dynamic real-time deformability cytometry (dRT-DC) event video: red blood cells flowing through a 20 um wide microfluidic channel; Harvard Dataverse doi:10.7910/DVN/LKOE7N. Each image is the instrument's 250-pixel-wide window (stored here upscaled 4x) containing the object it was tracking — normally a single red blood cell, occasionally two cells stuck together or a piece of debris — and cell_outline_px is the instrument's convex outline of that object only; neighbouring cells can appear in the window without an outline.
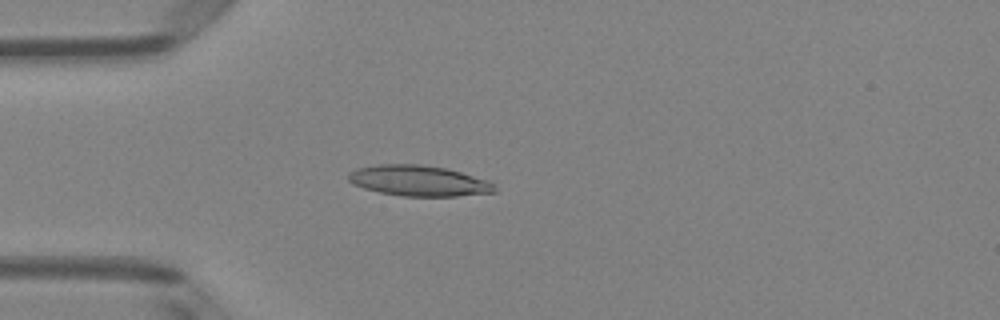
{"species": "Egyptian fruit bat (a non-hibernating species)", "species_latin": "Rousettus aegyptiacus", "temperature_condition": "room temperature", "stored_images_in_passage": 42, "camera_frame_rate_fps": 3000, "um_per_image_px": 0.085, "animal": {"sex": "female"}, "frame": {"image": 1, "passage_image": 6, "time_ms": 1.667, "image_size_px": [1000, 320], "cell_outline_px": [[496, 192], [456, 196], [400, 196], [380, 192], [364, 188], [352, 184], [348, 180], [348, 172], [356, 168], [376, 164], [420, 164], [444, 168], [460, 172], [488, 180], [496, 188]], "centroid_in_image_um": [35.54, 15.36], "position_along_channel_um": 49.5, "area_um2": 26.13}}
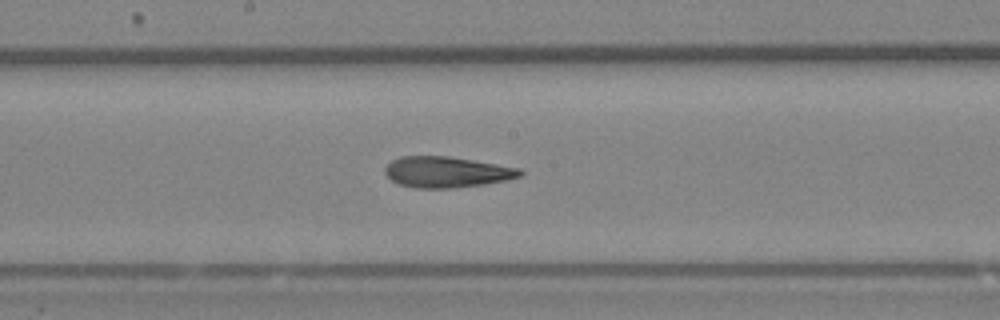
{"frame": {"image": 2, "passage_image": 19, "time_ms": 6.0, "image_size_px": [1000, 320], "cell_outline_px": [[524, 172], [520, 176], [508, 180], [484, 184], [452, 188], [416, 188], [400, 184], [392, 180], [384, 172], [384, 168], [392, 160], [400, 156], [448, 156], [520, 168]], "centroid_in_image_um": [37.97, 14.62], "position_along_channel_um": 210.2, "area_um2": 24.22}}
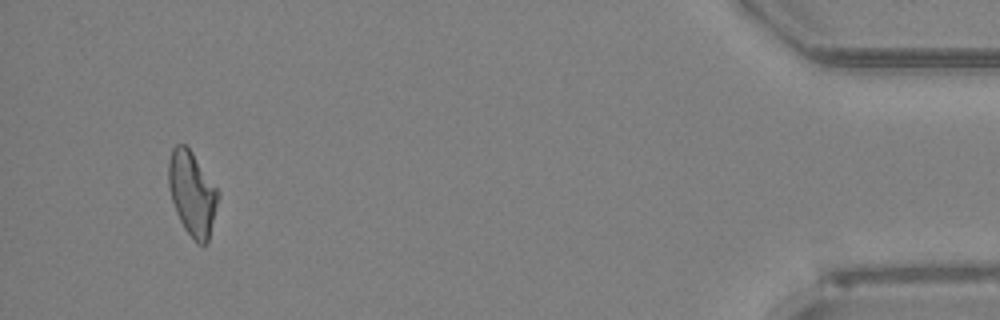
{"frame": {"image": 3, "passage_image": 40, "time_ms": 13.0, "image_size_px": [1000, 320], "cell_outline_px": [[220, 196], [208, 244], [200, 244], [184, 228], [176, 212], [168, 188], [168, 160], [172, 148], [176, 144], [184, 144], [192, 152], [220, 192]], "centroid_in_image_um": [16.34, 16.43], "position_along_channel_um": 418.9, "area_um2": 24.39}, "authors_computed_cell_mechanics": {"area_um2": 24.3916, "velocity_mm_per_s": 4.0143, "shape_relaxation_time_tau1_ms": 7.1828, "shape_relaxation_time_tau2_ms": 3.7513, "deformation_change_tau1": 0.242, "deformation_change_tau2": 0.1493}}